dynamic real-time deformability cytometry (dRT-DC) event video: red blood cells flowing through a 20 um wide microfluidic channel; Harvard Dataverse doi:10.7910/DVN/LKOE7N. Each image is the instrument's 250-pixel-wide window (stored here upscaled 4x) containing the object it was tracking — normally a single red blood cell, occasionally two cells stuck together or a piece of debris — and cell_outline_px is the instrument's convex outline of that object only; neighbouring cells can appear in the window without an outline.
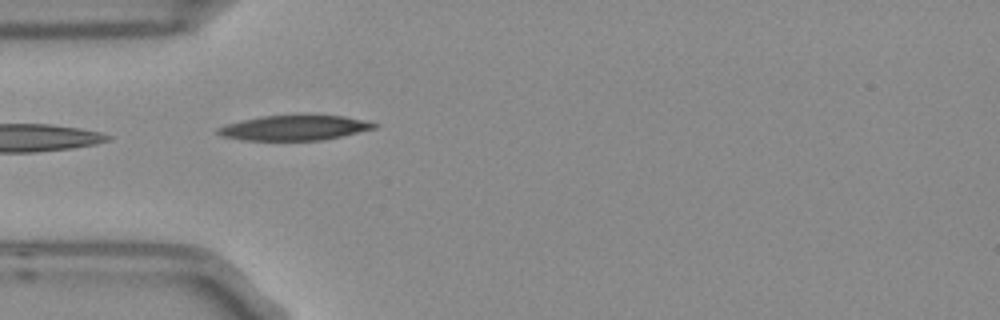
{"species": "Egyptian fruit bat (a non-hibernating species)", "species_latin": "Rousettus aegyptiacus", "temperature_condition": "room temperature", "stored_images_in_passage": 2, "camera_frame_rate_fps": 3000, "um_per_image_px": 0.085, "frame": {"image": 1, "passage_image": 1, "time_ms": 0.0, "image_size_px": [1000, 320], "cell_outline_px": [[380, 124], [376, 128], [340, 136], [320, 140], [244, 140], [224, 136], [216, 132], [216, 128], [224, 124], [260, 116], [300, 112], [344, 116]], "centroid_in_image_um": [25.02, 10.81], "position_along_channel_um": 60.0, "area_um2": 23.58}}
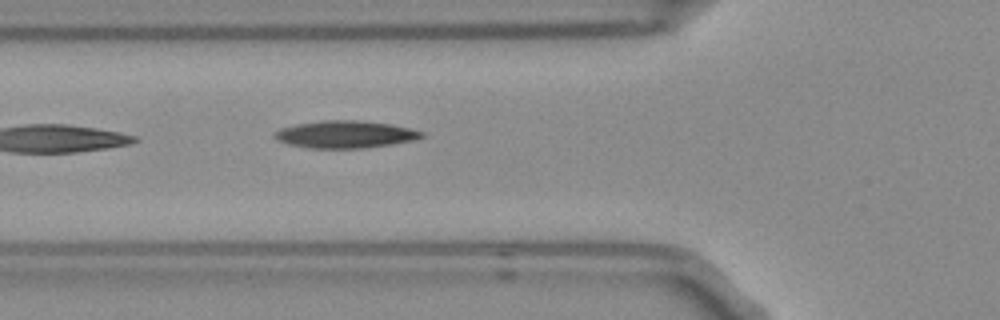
{"frame": {"image": 2, "passage_image": 2, "time_ms": 0.333, "image_size_px": [1000, 320], "cell_outline_px": [[424, 136], [412, 140], [392, 144], [364, 148], [308, 148], [288, 144], [276, 140], [272, 136], [280, 128], [296, 124], [320, 120], [360, 120], [392, 124], [424, 132]], "centroid_in_image_um": [29.31, 11.41], "position_along_channel_um": 96.5, "area_um2": 23.47}}